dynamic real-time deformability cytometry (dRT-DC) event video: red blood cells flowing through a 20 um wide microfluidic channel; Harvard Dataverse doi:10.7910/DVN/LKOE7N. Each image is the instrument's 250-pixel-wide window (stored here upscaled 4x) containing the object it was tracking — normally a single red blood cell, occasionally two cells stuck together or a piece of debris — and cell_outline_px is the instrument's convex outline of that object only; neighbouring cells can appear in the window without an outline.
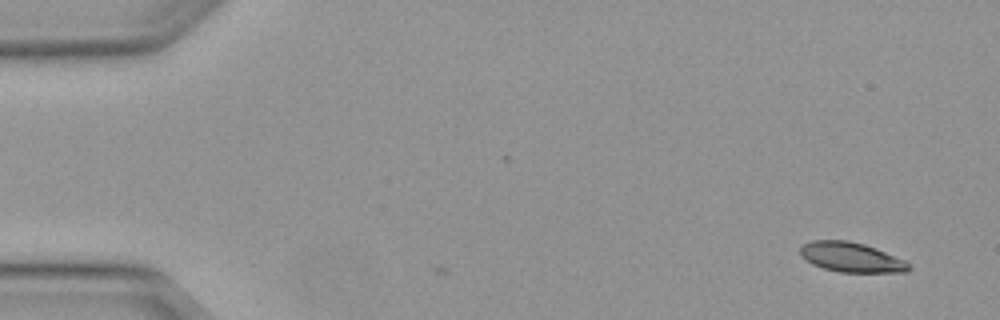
{"species": "Egyptian fruit bat (a non-hibernating species)", "species_latin": "Rousettus aegyptiacus", "temperature_condition": "warm", "stored_images_in_passage": 42, "camera_frame_rate_fps": 3000, "um_per_image_px": 0.085, "animal": {"sex": "female"}, "frame": {"image": 1, "passage_image": 1, "time_ms": 0.0, "image_size_px": [1000, 320], "cell_outline_px": [[912, 268], [908, 272], [840, 272], [824, 268], [812, 264], [800, 256], [800, 248], [804, 244], [812, 240], [848, 240], [864, 244], [876, 248], [904, 260]], "centroid_in_image_um": [72.35, 21.86], "position_along_channel_um": 12.7, "area_um2": 18.79}}
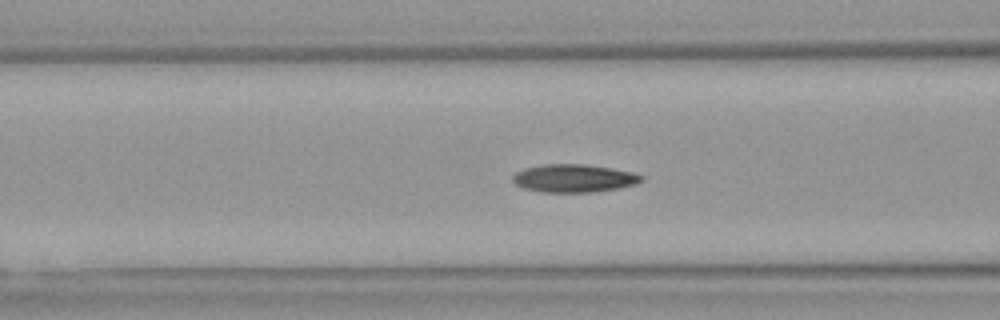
{"frame": {"image": 2, "passage_image": 18, "time_ms": 5.667, "image_size_px": [1000, 320], "cell_outline_px": [[644, 180], [636, 184], [616, 188], [592, 192], [540, 192], [524, 188], [516, 184], [512, 180], [512, 176], [516, 172], [524, 168], [544, 164], [584, 164], [612, 168], [632, 172], [644, 176]], "centroid_in_image_um": [48.77, 15.15], "position_along_channel_um": 117.8, "area_um2": 20.98}}
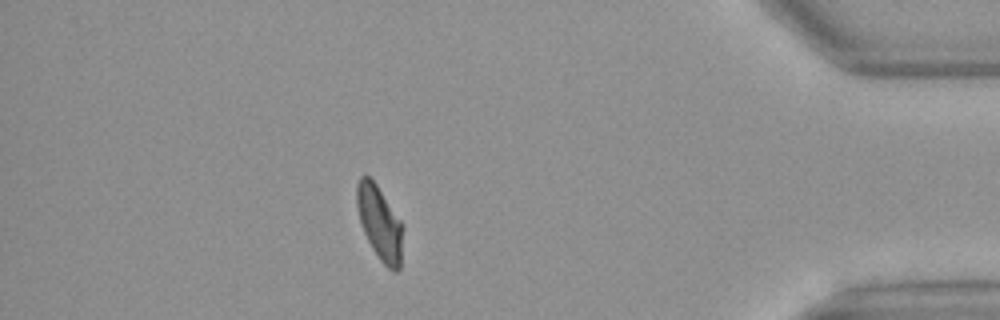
{"frame": {"image": 3, "passage_image": 42, "time_ms": 13.667, "image_size_px": [1000, 320], "cell_outline_px": [[400, 268], [396, 272], [392, 272], [380, 260], [372, 248], [364, 232], [356, 208], [356, 184], [360, 176], [368, 176], [376, 184], [400, 220]], "centroid_in_image_um": [32.21, 18.93], "position_along_channel_um": 403.0, "area_um2": 19.19}, "authors_computed_cell_mechanics": {"area_um2": 20.4612, "velocity_mm_per_s": 4.1251, "shape_relaxation_time_tau1_ms": 3.0581, "shape_relaxation_time_tau2_ms": 1.9111, "deformation_change_tau1": 0.152, "deformation_change_tau2": 0.0677}}